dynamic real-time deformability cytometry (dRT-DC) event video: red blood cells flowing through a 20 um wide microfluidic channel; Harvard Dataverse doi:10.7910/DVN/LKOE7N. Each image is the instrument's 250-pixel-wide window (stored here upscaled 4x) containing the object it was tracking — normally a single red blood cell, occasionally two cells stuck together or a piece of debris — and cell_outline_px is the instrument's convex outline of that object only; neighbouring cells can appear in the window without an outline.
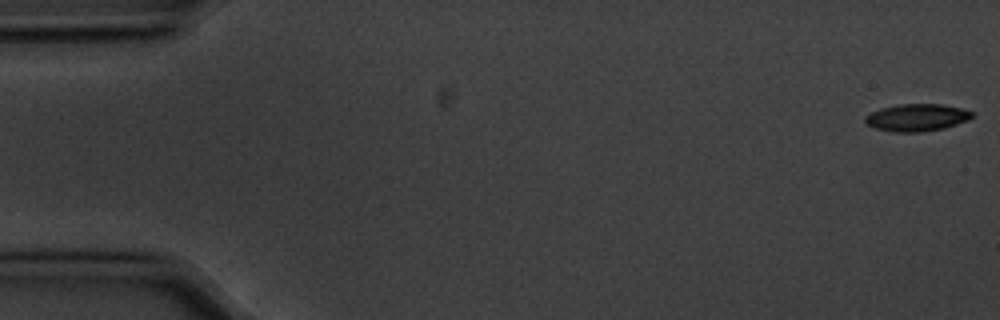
{"species": "common noctule bat (a hibernating species)", "species_latin": "Nyctalus noctula", "temperature_condition": "cold", "stored_images_in_passage": 13, "camera_frame_rate_fps": 3000, "um_per_image_px": 0.085, "animal": {"sex": "male", "body_mass_g": 20.1, "forearm_length_mm": 53.5}, "frame": {"image": 1, "passage_image": 1, "time_ms": 0.0, "image_size_px": [1000, 320], "cell_outline_px": [[972, 116], [968, 120], [944, 128], [920, 132], [892, 132], [876, 128], [868, 124], [864, 120], [864, 116], [880, 108], [896, 104], [940, 104], [964, 108], [972, 112]], "centroid_in_image_um": [77.92, 9.98], "position_along_channel_um": 7.1, "area_um2": 16.99}}
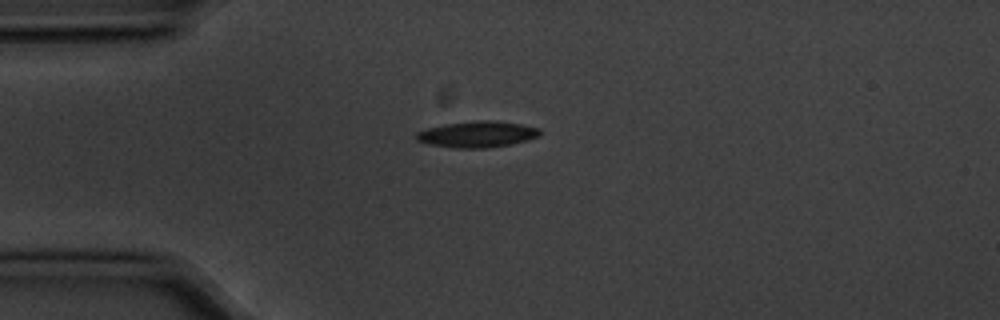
{"frame": {"image": 2, "passage_image": 4, "time_ms": 1.0, "image_size_px": [1000, 320], "cell_outline_px": [[540, 132], [536, 136], [528, 140], [508, 144], [484, 148], [456, 148], [428, 144], [416, 140], [412, 136], [416, 132], [428, 128], [444, 124], [476, 120], [496, 120], [520, 124], [540, 128]], "centroid_in_image_um": [40.5, 11.4], "position_along_channel_um": 44.5, "area_um2": 18.84}}
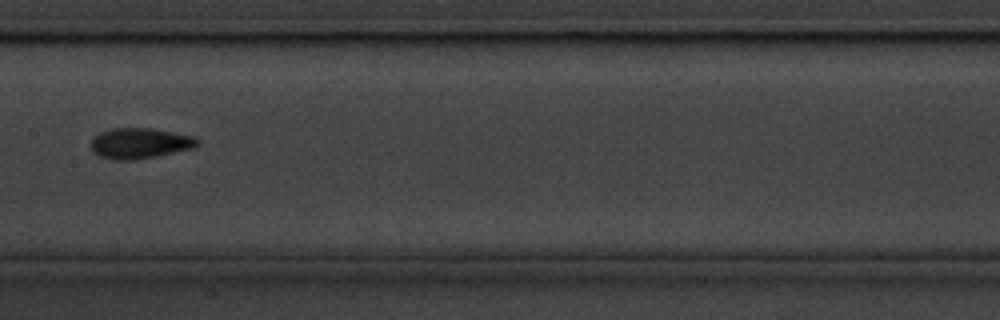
{"frame": {"image": 3, "passage_image": 8, "time_ms": 2.333, "image_size_px": [1000, 320], "cell_outline_px": [[200, 144], [196, 148], [156, 156], [132, 160], [112, 160], [100, 156], [92, 152], [88, 144], [92, 136], [100, 132], [112, 128], [152, 128], [196, 136], [200, 140]], "centroid_in_image_um": [11.88, 12.17], "position_along_channel_um": 195.5, "area_um2": 19.54}}